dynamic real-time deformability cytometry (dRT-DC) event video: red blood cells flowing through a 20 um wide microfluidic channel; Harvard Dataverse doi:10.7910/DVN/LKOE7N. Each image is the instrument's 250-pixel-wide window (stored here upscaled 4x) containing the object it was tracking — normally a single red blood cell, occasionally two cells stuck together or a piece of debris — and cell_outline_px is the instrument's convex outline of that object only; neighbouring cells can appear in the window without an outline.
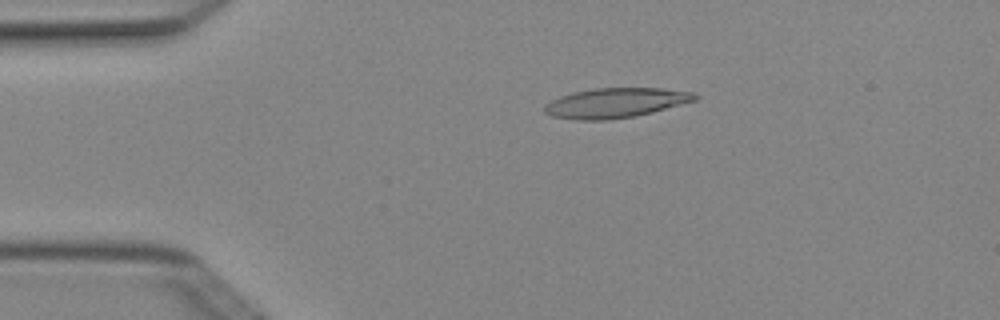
{"species": "Egyptian fruit bat (a non-hibernating species)", "species_latin": "Rousettus aegyptiacus", "temperature_condition": "cold", "stored_images_in_passage": 2, "camera_frame_rate_fps": 3000, "um_per_image_px": 0.085, "animal": {"sex": "female"}, "frame": {"image": 1, "passage_image": 1, "time_ms": 0.0, "image_size_px": [1000, 320], "cell_outline_px": [[700, 96], [696, 100], [652, 112], [636, 116], [608, 120], [576, 120], [552, 116], [544, 112], [544, 104], [560, 96], [572, 92], [592, 88], [660, 88], [696, 92]], "centroid_in_image_um": [52.32, 8.74], "position_along_channel_um": 32.7, "area_um2": 26.3}}